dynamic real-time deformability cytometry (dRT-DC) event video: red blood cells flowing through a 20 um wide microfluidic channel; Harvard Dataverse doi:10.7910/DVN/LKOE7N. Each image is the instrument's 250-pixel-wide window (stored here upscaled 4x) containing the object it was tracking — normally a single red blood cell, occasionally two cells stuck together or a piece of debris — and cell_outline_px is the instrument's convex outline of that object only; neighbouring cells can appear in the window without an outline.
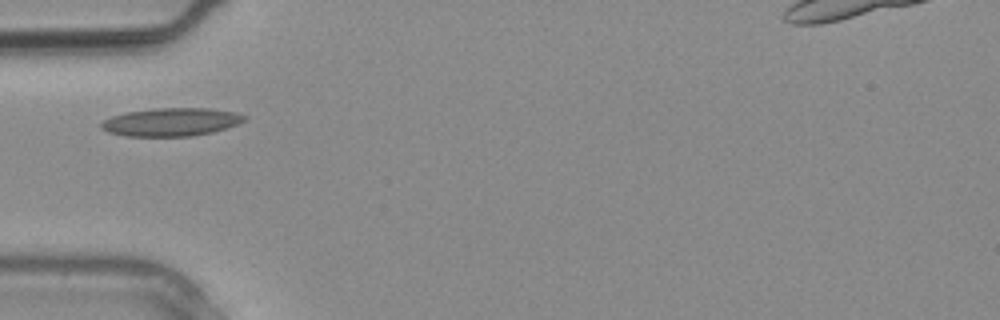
{"species": "common noctule bat (a hibernating species)", "species_latin": "Nyctalus noctula", "temperature_condition": "warm", "stored_images_in_passage": 3, "camera_frame_rate_fps": 3000, "um_per_image_px": 0.085, "animal": {"sex": "male", "body_mass_g": 20.4}, "frame": {"image": 1, "passage_image": 3, "time_ms": 0.667, "image_size_px": [1000, 320], "cell_outline_px": [[248, 116], [244, 120], [236, 124], [212, 132], [192, 136], [124, 136], [108, 132], [100, 128], [100, 124], [104, 120], [112, 116], [128, 112], [152, 108], [212, 108], [236, 112]], "centroid_in_image_um": [14.54, 10.36], "position_along_channel_um": 70.5, "area_um2": 23.47}}